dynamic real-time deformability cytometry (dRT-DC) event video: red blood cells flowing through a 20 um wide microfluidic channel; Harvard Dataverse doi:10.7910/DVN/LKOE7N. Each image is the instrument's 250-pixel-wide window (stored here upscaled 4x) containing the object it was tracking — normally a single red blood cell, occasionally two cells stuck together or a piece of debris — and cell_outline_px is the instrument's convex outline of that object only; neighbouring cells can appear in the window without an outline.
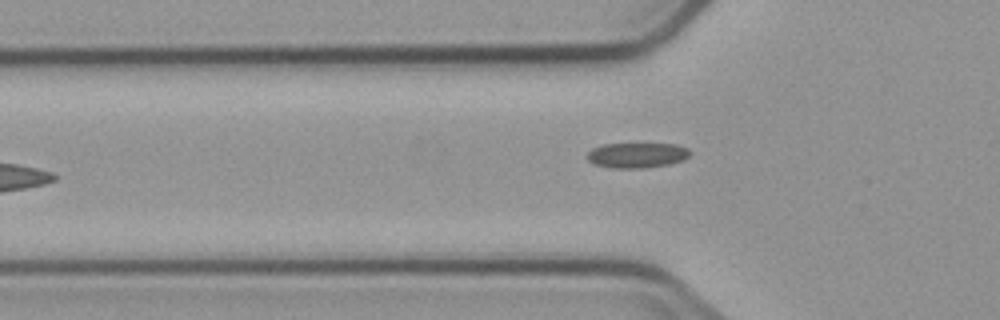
{"species": "common noctule bat (a hibernating species)", "species_latin": "Nyctalus noctula", "temperature_condition": "cold", "stored_images_in_passage": 5, "camera_frame_rate_fps": 3000, "um_per_image_px": 0.085, "animal": {"sex": "male", "body_mass_g": 23.1, "forearm_length_mm": 52.7}, "frame": {"image": 1, "passage_image": 5, "time_ms": 5.667, "image_size_px": [1000, 320], "cell_outline_px": [[692, 152], [684, 160], [668, 164], [648, 168], [608, 168], [592, 164], [588, 160], [588, 152], [592, 148], [604, 144], [676, 144], [688, 148]], "centroid_in_image_um": [54.14, 13.2], "position_along_channel_um": 71.7, "area_um2": 15.26}}